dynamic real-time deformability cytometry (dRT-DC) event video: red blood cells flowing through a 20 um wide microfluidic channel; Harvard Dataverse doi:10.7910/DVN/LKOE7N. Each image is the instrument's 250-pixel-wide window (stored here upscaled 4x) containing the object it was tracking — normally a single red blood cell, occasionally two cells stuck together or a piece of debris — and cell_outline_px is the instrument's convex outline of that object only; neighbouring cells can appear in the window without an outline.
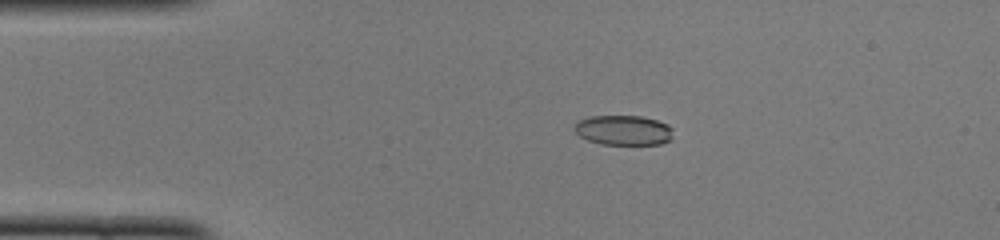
{"species": "common noctule bat (a hibernating species)", "species_latin": "Nyctalus noctula", "temperature_condition": "cold", "stored_images_in_passage": 50, "camera_frame_rate_fps": 3000, "um_per_image_px": 0.085, "animal": {"sex": "female", "body_mass_g": 22.0, "forearm_length_mm": 56.7}, "frame": {"image": 1, "passage_image": 10, "time_ms": 3.0, "image_size_px": [1000, 240], "cell_outline_px": [[672, 140], [660, 144], [600, 144], [588, 140], [580, 136], [576, 132], [576, 124], [580, 120], [588, 116], [640, 116], [656, 120], [668, 124], [672, 128]], "centroid_in_image_um": [53.03, 11.07], "position_along_channel_um": 32.0, "area_um2": 17.11}}
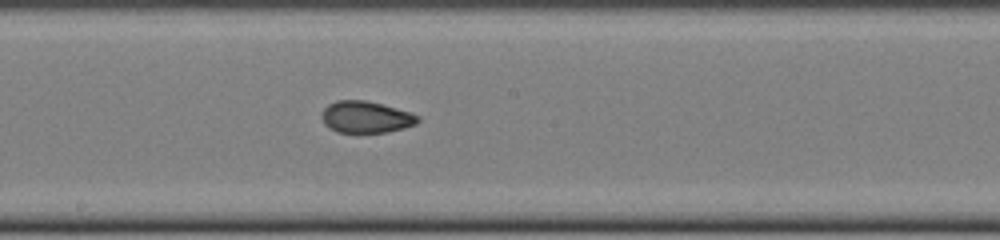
{"frame": {"image": 2, "passage_image": 27, "time_ms": 8.667, "image_size_px": [1000, 240], "cell_outline_px": [[420, 120], [416, 124], [404, 128], [388, 132], [336, 132], [328, 128], [324, 124], [320, 116], [324, 108], [328, 104], [336, 100], [364, 100], [412, 112], [420, 116]], "centroid_in_image_um": [31.09, 9.95], "position_along_channel_um": 217.1, "area_um2": 17.92}}
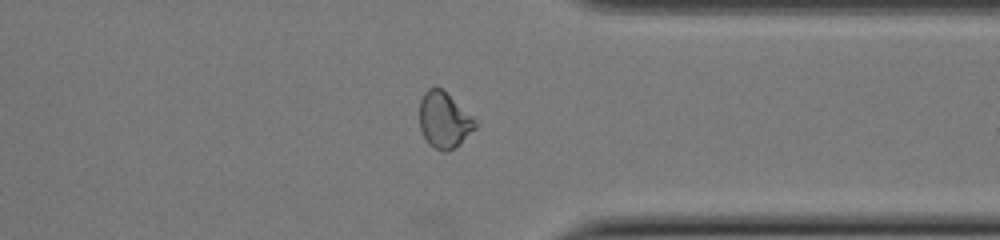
{"frame": {"image": 3, "passage_image": 39, "time_ms": 12.667, "image_size_px": [1000, 240], "cell_outline_px": [[480, 124], [460, 144], [448, 152], [444, 152], [428, 144], [420, 128], [420, 100], [424, 92], [428, 88], [440, 88], [480, 120]], "centroid_in_image_um": [37.81, 10.22], "position_along_channel_um": 373.6, "area_um2": 18.5}, "authors_computed_cell_mechanics": {"area_um2": 18.0336, "velocity_mm_per_s": 4.0033, "shape_relaxation_time_tau1_ms": null, "shape_relaxation_time_tau2_ms": 1.9719, "deformation_change_tau1": null, "deformation_change_tau2": 0.0723}}